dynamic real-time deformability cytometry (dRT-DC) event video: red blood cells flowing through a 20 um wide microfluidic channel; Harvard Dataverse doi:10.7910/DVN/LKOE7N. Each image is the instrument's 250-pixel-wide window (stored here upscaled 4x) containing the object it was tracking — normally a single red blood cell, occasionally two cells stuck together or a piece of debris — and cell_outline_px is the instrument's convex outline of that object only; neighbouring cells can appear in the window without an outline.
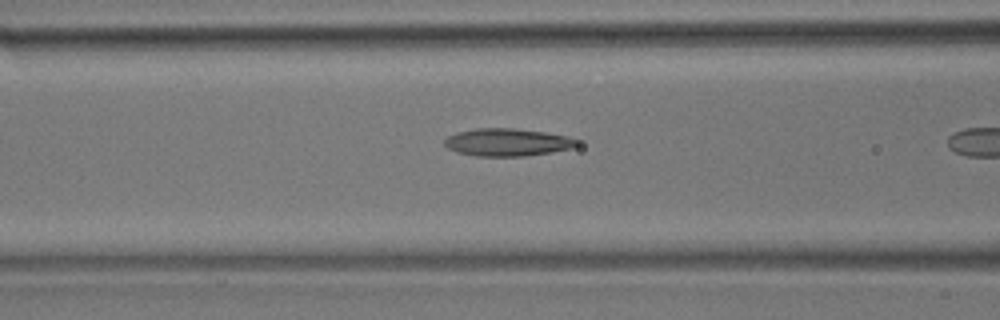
{"species": "common noctule bat (a hibernating species)", "species_latin": "Nyctalus noctula", "temperature_condition": "room temperature", "stored_images_in_passage": 8, "camera_frame_rate_fps": 3000, "um_per_image_px": 0.085, "animal": {"sex": "male", "body_mass_g": 17.9}, "frame": {"image": 1, "passage_image": 7, "time_ms": 2.0, "image_size_px": [1000, 320], "cell_outline_px": [[580, 144], [572, 148], [552, 152], [524, 156], [476, 156], [456, 152], [448, 148], [444, 144], [444, 140], [448, 136], [456, 132], [476, 128], [516, 128], [544, 132], [568, 136], [580, 140]], "centroid_in_image_um": [43.14, 12.09], "position_along_channel_um": 123.5, "area_um2": 21.5}}